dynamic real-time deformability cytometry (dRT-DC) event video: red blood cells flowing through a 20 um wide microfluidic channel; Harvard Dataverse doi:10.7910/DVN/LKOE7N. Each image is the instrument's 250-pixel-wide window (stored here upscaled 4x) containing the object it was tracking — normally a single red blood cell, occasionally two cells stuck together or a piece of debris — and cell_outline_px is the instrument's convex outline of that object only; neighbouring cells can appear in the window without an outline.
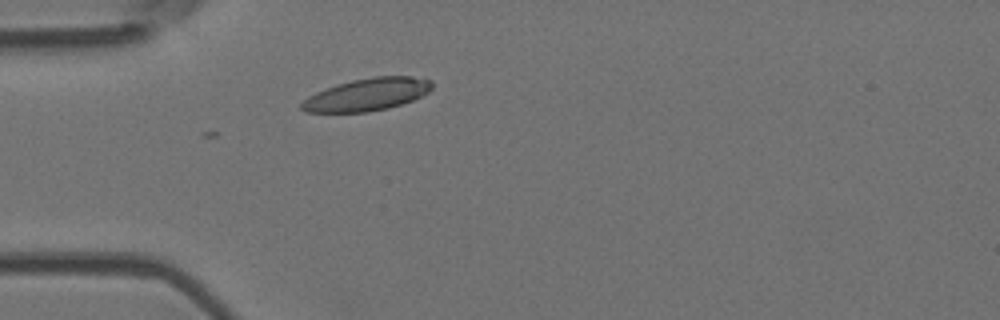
{"species": "Egyptian fruit bat (a non-hibernating species)", "species_latin": "Rousettus aegyptiacus", "temperature_condition": "room temperature", "stored_images_in_passage": 3, "camera_frame_rate_fps": 3000, "um_per_image_px": 0.085, "animal": {"sex": "female"}, "frame": {"image": 1, "passage_image": 1, "time_ms": 0.0, "image_size_px": [1000, 320], "cell_outline_px": [[432, 88], [428, 92], [412, 100], [388, 108], [368, 112], [304, 112], [300, 108], [300, 104], [308, 96], [316, 92], [336, 84], [352, 80], [372, 76], [412, 76], [432, 80]], "centroid_in_image_um": [31.19, 8.03], "position_along_channel_um": 53.8, "area_um2": 24.68}}